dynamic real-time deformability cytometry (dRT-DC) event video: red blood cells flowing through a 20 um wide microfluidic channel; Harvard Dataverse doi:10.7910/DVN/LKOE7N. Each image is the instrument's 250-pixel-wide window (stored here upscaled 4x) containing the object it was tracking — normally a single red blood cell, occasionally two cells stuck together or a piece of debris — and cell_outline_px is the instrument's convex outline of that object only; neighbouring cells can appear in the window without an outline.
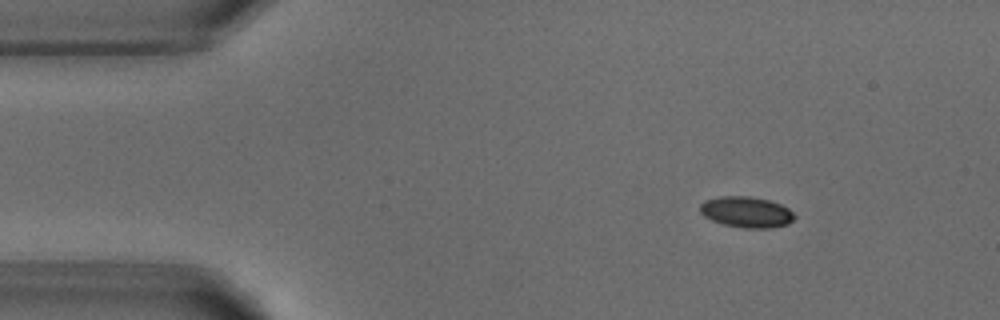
{"species": "common noctule bat (a hibernating species)", "species_latin": "Nyctalus noctula", "temperature_condition": "warm", "stored_images_in_passage": 3, "camera_frame_rate_fps": 3000, "um_per_image_px": 0.085, "animal": {"sex": "male", "body_mass_g": 18.8}, "frame": {"image": 1, "passage_image": 1, "time_ms": 0.0, "image_size_px": [1000, 320], "cell_outline_px": [[796, 216], [788, 224], [772, 228], [744, 228], [724, 224], [712, 220], [704, 216], [700, 212], [700, 204], [704, 200], [720, 196], [748, 196], [768, 200], [780, 204], [788, 208]], "centroid_in_image_um": [63.44, 18.02], "position_along_channel_um": 21.6, "area_um2": 16.99}}
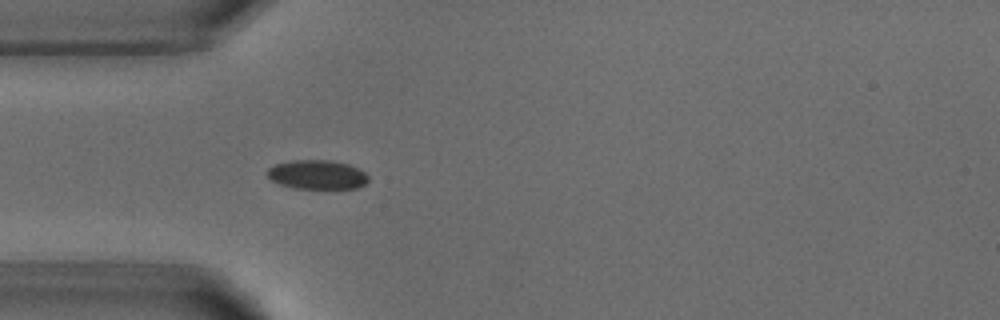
{"frame": {"image": 2, "passage_image": 3, "time_ms": 2.667, "image_size_px": [1000, 320], "cell_outline_px": [[368, 180], [364, 184], [356, 188], [292, 188], [280, 184], [272, 180], [264, 172], [268, 168], [276, 164], [292, 160], [332, 160], [348, 164], [360, 168], [368, 176]], "centroid_in_image_um": [26.95, 14.83], "position_along_channel_um": 58.1, "area_um2": 17.22}}